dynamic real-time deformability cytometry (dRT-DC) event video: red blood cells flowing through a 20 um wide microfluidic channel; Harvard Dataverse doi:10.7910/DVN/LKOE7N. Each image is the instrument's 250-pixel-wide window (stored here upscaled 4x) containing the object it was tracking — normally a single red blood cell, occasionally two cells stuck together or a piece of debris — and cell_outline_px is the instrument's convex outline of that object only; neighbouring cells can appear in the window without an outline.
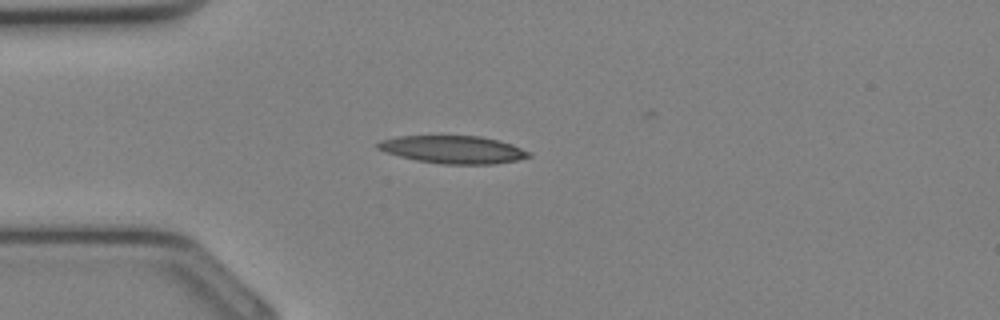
{"species": "Egyptian fruit bat (a non-hibernating species)", "species_latin": "Rousettus aegyptiacus", "temperature_condition": "cold", "stored_images_in_passage": 30, "camera_frame_rate_fps": 3000, "um_per_image_px": 0.085, "animal": {"sex": "female"}, "frame": {"image": 1, "passage_image": 8, "time_ms": 2.333, "image_size_px": [1000, 320], "cell_outline_px": [[532, 156], [516, 160], [492, 164], [444, 164], [416, 160], [400, 156], [376, 148], [376, 144], [380, 140], [396, 136], [480, 136], [500, 140], [512, 144], [532, 152]], "centroid_in_image_um": [38.54, 12.7], "position_along_channel_um": 46.5, "area_um2": 24.39}}
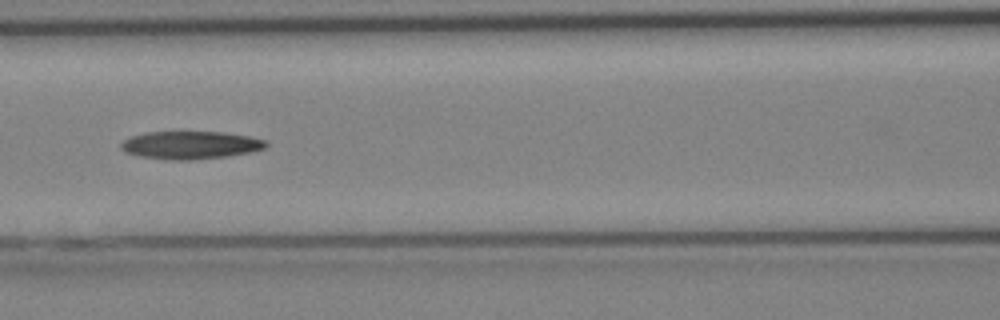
{"frame": {"image": 2, "passage_image": 14, "time_ms": 4.333, "image_size_px": [1000, 320], "cell_outline_px": [[268, 144], [264, 148], [252, 152], [228, 156], [192, 160], [172, 160], [140, 156], [124, 152], [120, 148], [120, 144], [124, 140], [132, 136], [144, 132], [224, 132], [248, 136], [268, 140]], "centroid_in_image_um": [16.2, 12.33], "position_along_channel_um": 150.4, "area_um2": 23.64}}
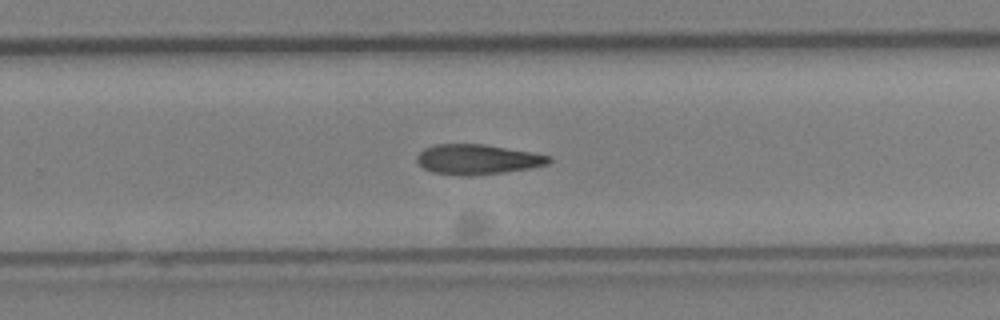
{"frame": {"image": 3, "passage_image": 21, "time_ms": 6.667, "image_size_px": [1000, 320], "cell_outline_px": [[552, 160], [548, 164], [532, 168], [504, 172], [460, 176], [432, 172], [424, 168], [416, 160], [416, 156], [424, 148], [436, 144], [484, 144], [552, 156]], "centroid_in_image_um": [40.58, 13.54], "position_along_channel_um": 289.2, "area_um2": 23.0}}